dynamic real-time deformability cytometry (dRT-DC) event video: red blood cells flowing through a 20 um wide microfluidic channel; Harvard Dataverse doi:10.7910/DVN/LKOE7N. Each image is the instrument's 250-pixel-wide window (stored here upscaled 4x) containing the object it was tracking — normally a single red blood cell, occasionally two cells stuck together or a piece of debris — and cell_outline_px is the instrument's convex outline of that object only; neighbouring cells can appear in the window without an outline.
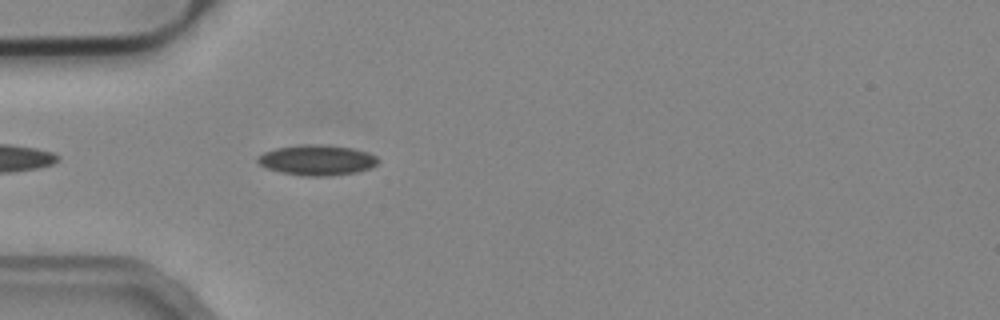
{"species": "common noctule bat (a hibernating species)", "species_latin": "Nyctalus noctula", "temperature_condition": "cold", "stored_images_in_passage": 8, "camera_frame_rate_fps": 3000, "um_per_image_px": 0.085, "animal": {"sex": "male", "body_mass_g": 19.2, "forearm_length_mm": 51.8}, "frame": {"image": 1, "passage_image": 3, "time_ms": 0.667, "image_size_px": [1000, 320], "cell_outline_px": [[380, 160], [376, 164], [368, 168], [356, 172], [328, 176], [308, 176], [280, 172], [268, 168], [260, 164], [256, 160], [256, 156], [264, 152], [276, 148], [300, 144], [324, 144], [352, 148], [368, 152], [376, 156]], "centroid_in_image_um": [26.93, 13.59], "position_along_channel_um": 58.1, "area_um2": 21.33}}